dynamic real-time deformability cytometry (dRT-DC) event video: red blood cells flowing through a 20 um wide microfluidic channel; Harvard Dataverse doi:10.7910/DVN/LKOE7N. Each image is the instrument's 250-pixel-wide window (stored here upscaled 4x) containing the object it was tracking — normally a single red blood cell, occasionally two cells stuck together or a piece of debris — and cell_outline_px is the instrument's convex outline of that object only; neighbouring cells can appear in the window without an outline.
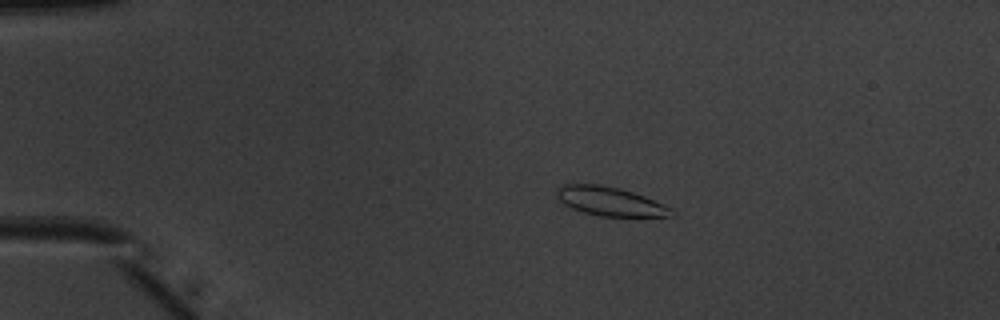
{"species": "common noctule bat (a hibernating species)", "species_latin": "Nyctalus noctula", "temperature_condition": "warm", "stored_images_in_passage": 52, "camera_frame_rate_fps": 3000, "um_per_image_px": 0.085, "animal": {"sex": "male", "body_mass_g": 20.1, "forearm_length_mm": 53.5}, "frame": {"image": 1, "passage_image": 11, "time_ms": 3.333, "image_size_px": [1000, 320], "cell_outline_px": [[676, 212], [672, 216], [600, 216], [584, 212], [572, 208], [564, 204], [556, 196], [556, 188], [564, 184], [600, 184], [620, 188], [644, 196], [664, 204], [672, 208]], "centroid_in_image_um": [51.86, 17.11], "position_along_channel_um": 33.1, "area_um2": 19.31}}
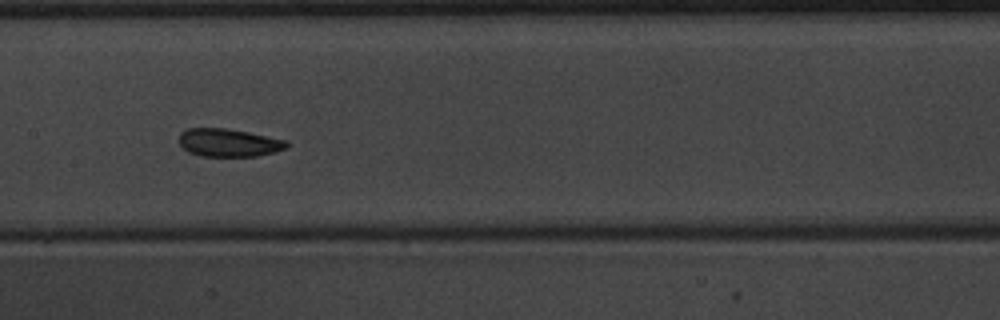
{"frame": {"image": 2, "passage_image": 27, "time_ms": 8.667, "image_size_px": [1000, 320], "cell_outline_px": [[288, 148], [276, 152], [256, 156], [200, 156], [188, 152], [180, 144], [180, 132], [188, 128], [228, 128], [288, 140]], "centroid_in_image_um": [19.47, 12.13], "position_along_channel_um": 187.9, "area_um2": 17.69}}
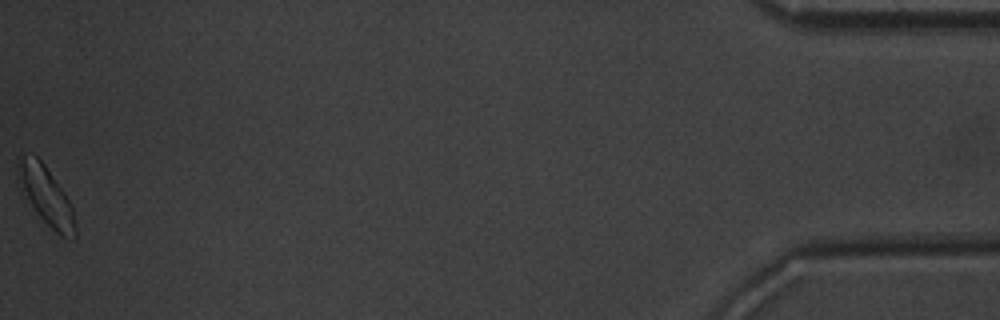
{"frame": {"image": 3, "passage_image": 52, "time_ms": 17.0, "image_size_px": [1000, 320], "cell_outline_px": [[76, 236], [72, 240], [60, 236], [36, 212], [24, 188], [16, 164], [16, 156], [36, 156], [44, 164], [64, 192], [72, 208], [76, 224]], "centroid_in_image_um": [3.98, 16.67], "position_along_channel_um": 431.2, "area_um2": 18.55}, "authors_computed_cell_mechanics": {"area_um2": 18.496, "velocity_mm_per_s": 3.9816, "shape_relaxation_time_tau1_ms": null, "shape_relaxation_time_tau2_ms": 3.1536, "deformation_change_tau1": null, "deformation_change_tau2": 0.0939}}